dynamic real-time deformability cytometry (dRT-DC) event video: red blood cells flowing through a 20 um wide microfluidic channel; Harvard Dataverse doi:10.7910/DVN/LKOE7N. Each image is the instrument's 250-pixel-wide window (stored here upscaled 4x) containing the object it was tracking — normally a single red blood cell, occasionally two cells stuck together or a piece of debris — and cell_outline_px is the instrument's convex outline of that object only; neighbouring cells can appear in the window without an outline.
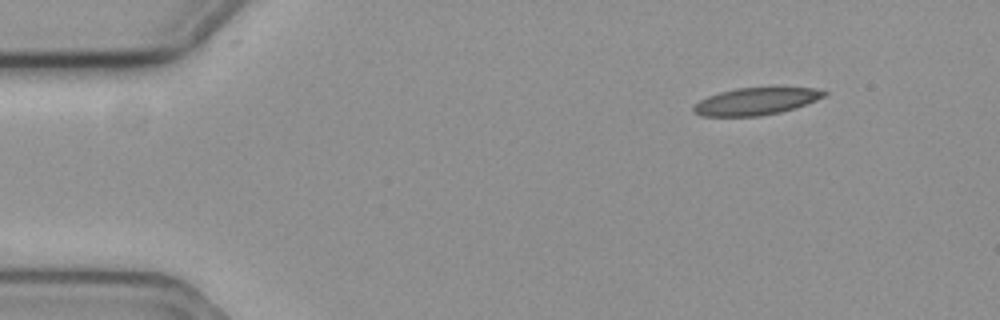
{"species": "common noctule bat (a hibernating species)", "species_latin": "Nyctalus noctula", "temperature_condition": "cold", "stored_images_in_passage": 33, "camera_frame_rate_fps": 3000, "um_per_image_px": 0.085, "animal": {"sex": "female", "body_mass_g": 19.3, "forearm_length_mm": 54.1}, "frame": {"image": 1, "passage_image": 1, "time_ms": 0.0, "image_size_px": [1000, 320], "cell_outline_px": [[828, 92], [824, 96], [816, 100], [796, 108], [780, 112], [760, 116], [700, 116], [692, 112], [692, 108], [700, 100], [708, 96], [720, 92], [736, 88], [772, 84], [816, 88]], "centroid_in_image_um": [64.32, 8.55], "position_along_channel_um": 20.7, "area_um2": 21.73}}
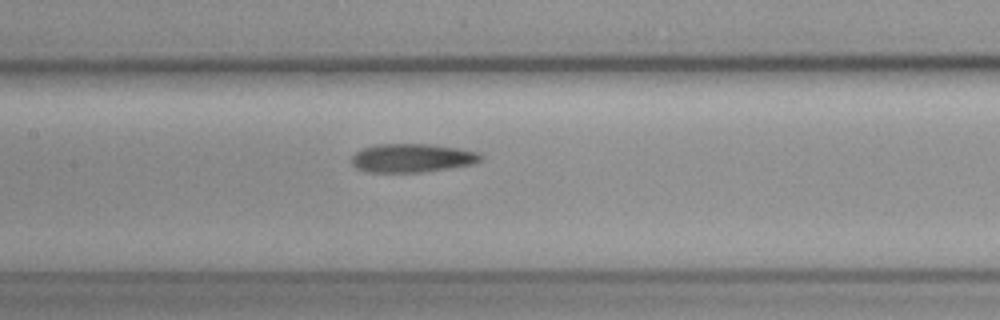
{"frame": {"image": 2, "passage_image": 21, "time_ms": 6.667, "image_size_px": [1000, 320], "cell_outline_px": [[484, 156], [480, 160], [472, 164], [448, 168], [420, 172], [368, 172], [356, 168], [352, 164], [352, 156], [356, 152], [364, 148], [376, 144], [432, 144], [460, 148], [480, 152]], "centroid_in_image_um": [35.05, 13.42], "position_along_channel_um": 172.4, "area_um2": 21.56}}
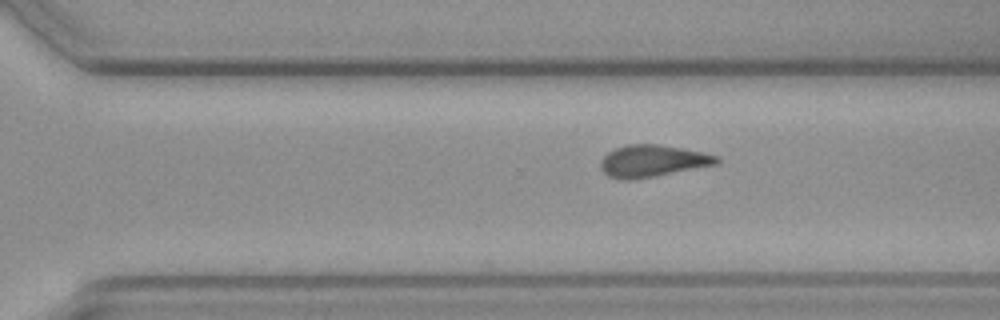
{"frame": {"image": 3, "passage_image": 33, "time_ms": 10.667, "image_size_px": [1000, 320], "cell_outline_px": [[720, 164], [652, 176], [628, 180], [624, 180], [608, 176], [600, 168], [600, 160], [608, 152], [616, 148], [628, 144], [656, 144], [704, 152], [720, 156]], "centroid_in_image_um": [55.49, 13.67], "position_along_channel_um": 315.1, "area_um2": 21.5}}